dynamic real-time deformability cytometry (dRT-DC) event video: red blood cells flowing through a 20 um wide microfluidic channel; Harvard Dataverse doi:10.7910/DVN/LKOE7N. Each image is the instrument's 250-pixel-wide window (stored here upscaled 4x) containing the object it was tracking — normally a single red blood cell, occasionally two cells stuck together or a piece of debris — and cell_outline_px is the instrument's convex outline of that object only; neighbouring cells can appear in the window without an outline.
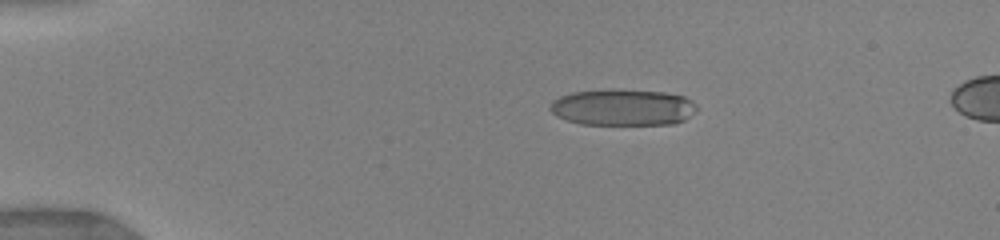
{"species": "human", "species_latin": "Homo sapiens", "temperature_condition": "warm", "stored_images_in_passage": 24, "camera_frame_rate_fps": 3000, "um_per_image_px": 0.085, "donor": {"sex": "female"}, "frame": {"image": 1, "passage_image": 11, "time_ms": 3.333, "image_size_px": [1000, 240], "cell_outline_px": [[696, 112], [684, 120], [676, 124], [580, 124], [556, 116], [548, 108], [552, 100], [560, 96], [572, 92], [612, 88], [664, 92], [684, 96], [692, 100], [696, 104]], "centroid_in_image_um": [52.94, 9.11], "position_along_channel_um": 32.1, "area_um2": 31.56}}